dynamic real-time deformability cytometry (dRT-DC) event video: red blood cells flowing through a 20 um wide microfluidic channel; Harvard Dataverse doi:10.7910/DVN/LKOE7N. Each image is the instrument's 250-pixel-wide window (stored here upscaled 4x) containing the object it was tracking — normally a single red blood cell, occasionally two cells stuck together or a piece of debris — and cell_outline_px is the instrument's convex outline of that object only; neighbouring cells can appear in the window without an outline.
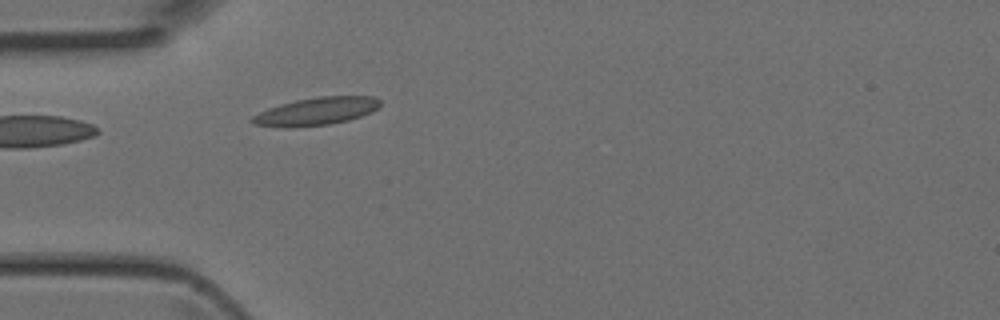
{"species": "Egyptian fruit bat (a non-hibernating species)", "species_latin": "Rousettus aegyptiacus", "temperature_condition": "room temperature", "stored_images_in_passage": 3, "camera_frame_rate_fps": 3000, "um_per_image_px": 0.085, "animal": {"sex": "female"}, "frame": {"image": 1, "passage_image": 3, "time_ms": 0.667, "image_size_px": [1000, 320], "cell_outline_px": [[380, 104], [372, 112], [348, 120], [328, 124], [296, 128], [288, 128], [256, 124], [248, 120], [252, 116], [268, 108], [280, 104], [296, 100], [320, 96], [372, 96], [380, 100]], "centroid_in_image_um": [26.86, 9.46], "position_along_channel_um": 58.1, "area_um2": 20.63}}